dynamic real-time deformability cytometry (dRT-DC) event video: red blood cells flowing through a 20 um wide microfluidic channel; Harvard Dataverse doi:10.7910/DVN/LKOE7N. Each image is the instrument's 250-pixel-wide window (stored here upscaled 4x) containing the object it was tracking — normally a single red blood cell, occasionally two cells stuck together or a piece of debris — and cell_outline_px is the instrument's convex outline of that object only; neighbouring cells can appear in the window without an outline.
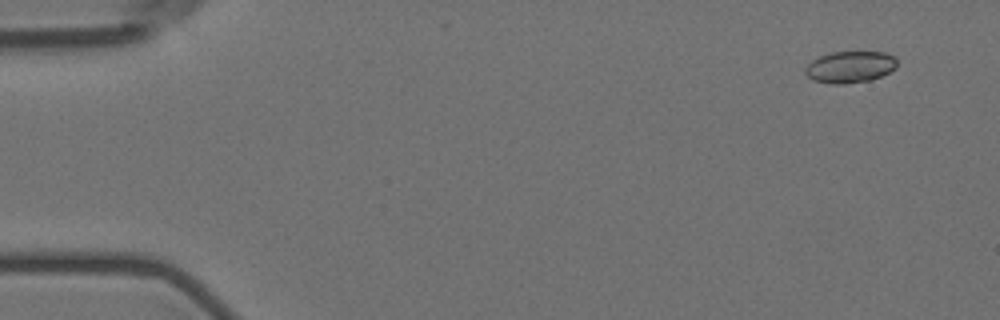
{"species": "Egyptian fruit bat (a non-hibernating species)", "species_latin": "Rousettus aegyptiacus", "temperature_condition": "room temperature", "stored_images_in_passage": 4, "camera_frame_rate_fps": 3000, "um_per_image_px": 0.085, "animal": {"sex": "female"}, "frame": {"image": 1, "passage_image": 1, "time_ms": 0.0, "image_size_px": [1000, 320], "cell_outline_px": [[896, 68], [872, 80], [844, 84], [832, 84], [812, 80], [804, 72], [804, 68], [812, 60], [820, 56], [832, 52], [884, 52], [896, 56]], "centroid_in_image_um": [72.25, 5.69], "position_along_channel_um": 12.8, "area_um2": 16.99}}
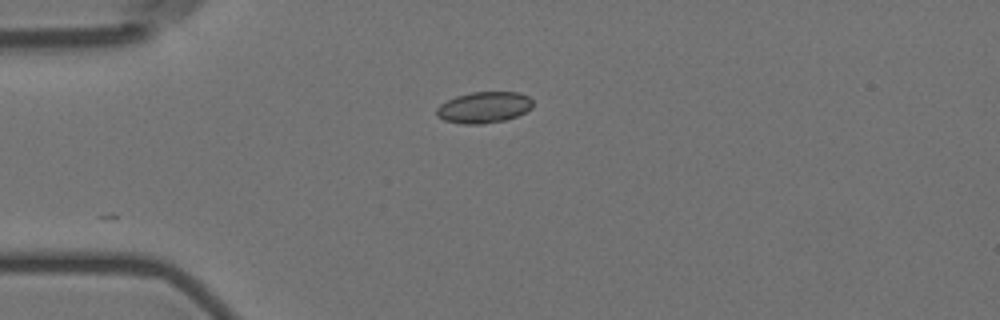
{"frame": {"image": 2, "passage_image": 4, "time_ms": 3.667, "image_size_px": [1000, 320], "cell_outline_px": [[532, 108], [516, 116], [504, 120], [480, 124], [464, 124], [444, 120], [436, 116], [436, 108], [440, 104], [456, 96], [472, 92], [520, 92], [528, 96], [532, 100]], "centroid_in_image_um": [41.12, 9.12], "position_along_channel_um": 43.9, "area_um2": 17.46}}